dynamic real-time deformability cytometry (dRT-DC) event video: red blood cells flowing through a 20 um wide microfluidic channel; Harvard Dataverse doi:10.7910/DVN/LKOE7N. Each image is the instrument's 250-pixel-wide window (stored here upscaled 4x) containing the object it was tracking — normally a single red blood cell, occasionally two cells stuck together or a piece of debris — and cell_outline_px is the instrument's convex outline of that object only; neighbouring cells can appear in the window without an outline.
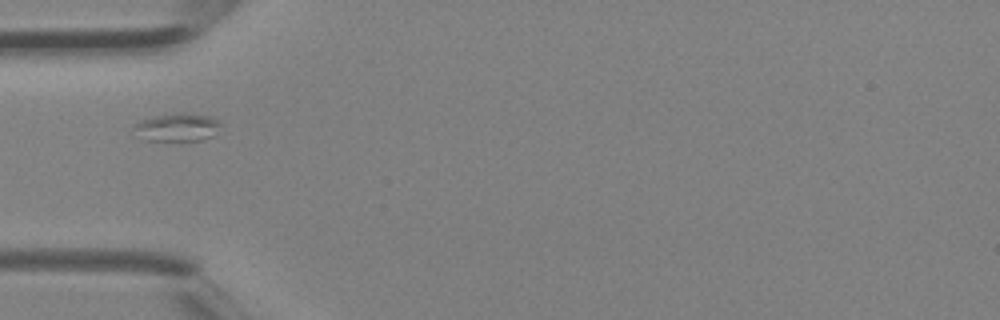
{"species": "Egyptian fruit bat (a non-hibernating species)", "species_latin": "Rousettus aegyptiacus", "temperature_condition": "room temperature", "stored_images_in_passage": 1, "camera_frame_rate_fps": 3000, "um_per_image_px": 0.085, "animal": {"sex": "female"}, "frame": {"image": 1, "passage_image": 1, "time_ms": 0.0, "image_size_px": [1000, 320], "cell_outline_px": [[220, 124], [212, 136], [200, 140], [180, 144], [144, 140], [132, 128], [140, 120], [172, 112], [184, 112], [212, 116], [220, 120]], "centroid_in_image_um": [15.06, 10.85], "position_along_channel_um": 69.9, "area_um2": 14.97}}